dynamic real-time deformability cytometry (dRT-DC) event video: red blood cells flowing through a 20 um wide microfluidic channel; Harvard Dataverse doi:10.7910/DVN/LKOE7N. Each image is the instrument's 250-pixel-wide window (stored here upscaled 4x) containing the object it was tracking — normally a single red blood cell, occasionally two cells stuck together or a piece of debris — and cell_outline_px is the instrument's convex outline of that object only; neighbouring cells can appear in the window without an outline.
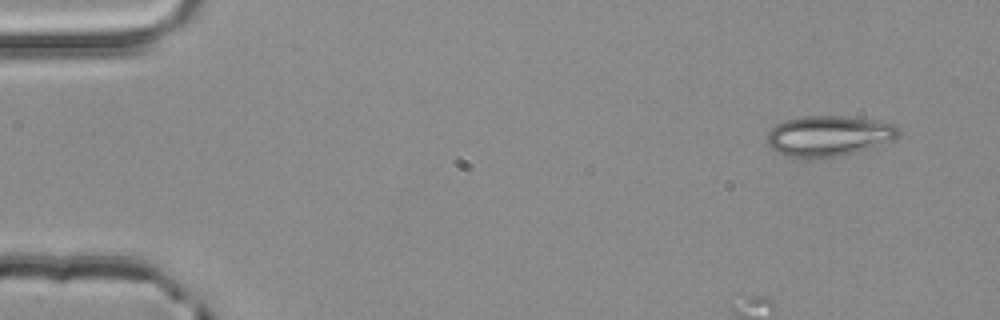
{"species": "common noctule bat (a hibernating species)", "species_latin": "Nyctalus noctula", "temperature_condition": "room temperature", "stored_images_in_passage": 4, "camera_frame_rate_fps": 3000, "um_per_image_px": 0.085, "animal": {"sex": "male", "body_mass_g": 20.4}, "frame": {"image": 1, "passage_image": 1, "time_ms": 0.0, "image_size_px": [1000, 320], "cell_outline_px": [[900, 136], [892, 140], [872, 148], [856, 152], [836, 156], [784, 156], [776, 152], [764, 140], [768, 132], [776, 124], [784, 120], [804, 116], [844, 116], [872, 120], [896, 124], [900, 132]], "centroid_in_image_um": [70.44, 11.53], "position_along_channel_um": 14.6, "area_um2": 30.87}}